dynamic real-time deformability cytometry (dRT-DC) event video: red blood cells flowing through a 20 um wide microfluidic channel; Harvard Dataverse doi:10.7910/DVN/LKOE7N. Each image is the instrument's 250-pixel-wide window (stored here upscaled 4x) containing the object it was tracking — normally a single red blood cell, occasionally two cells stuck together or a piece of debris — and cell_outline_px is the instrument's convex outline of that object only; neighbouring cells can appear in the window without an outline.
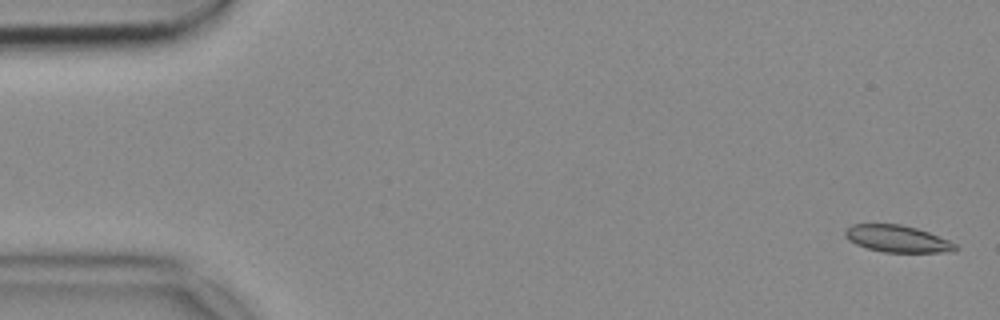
{"species": "common noctule bat (a hibernating species)", "species_latin": "Nyctalus noctula", "temperature_condition": "cold", "stored_images_in_passage": 55, "segment_of_instrument_passage": [1, 2], "camera_frame_rate_fps": 3000, "um_per_image_px": 0.085, "animal": {"sex": "female", "body_mass_g": 18.4}, "frame": {"image": 1, "passage_image": 2, "time_ms": 0.333, "image_size_px": [1000, 320], "cell_outline_px": [[960, 248], [956, 252], [884, 252], [868, 248], [856, 244], [848, 240], [844, 236], [844, 232], [852, 224], [900, 224], [916, 228], [928, 232], [948, 240], [956, 244]], "centroid_in_image_um": [76.3, 20.3], "position_along_channel_um": 8.7, "area_um2": 17.28}}
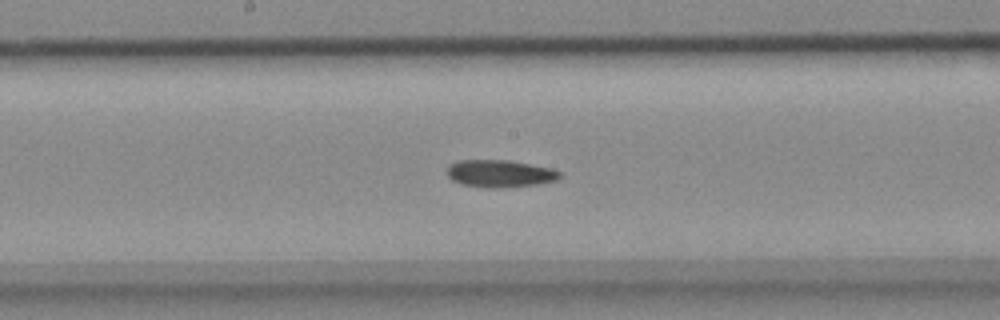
{"frame": {"image": 2, "passage_image": 28, "time_ms": 9.0, "image_size_px": [1000, 320], "cell_outline_px": [[564, 176], [556, 180], [540, 184], [504, 188], [488, 188], [460, 184], [452, 180], [444, 172], [448, 164], [456, 160], [508, 160], [552, 168], [560, 172]], "centroid_in_image_um": [42.46, 14.76], "position_along_channel_um": 205.7, "area_um2": 18.44}}
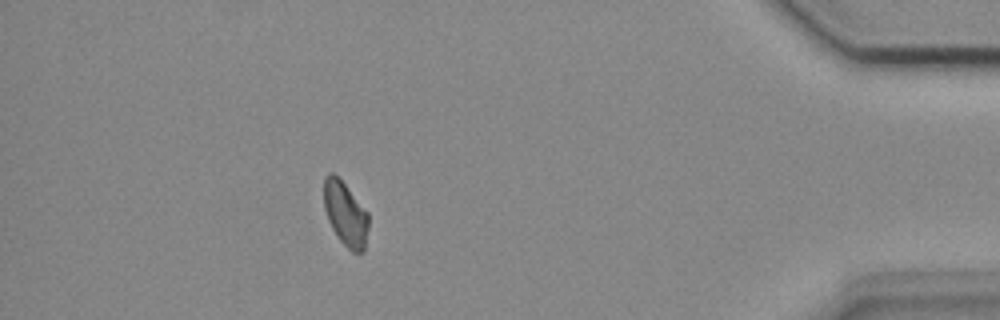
{"frame": {"image": 3, "passage_image": 48, "time_ms": 15.667, "image_size_px": [1000, 320], "cell_outline_px": [[368, 228], [364, 252], [352, 252], [340, 240], [332, 228], [328, 220], [324, 208], [324, 176], [328, 172], [332, 172], [344, 184], [368, 212]], "centroid_in_image_um": [29.36, 18.18], "position_along_channel_um": 405.8, "area_um2": 16.53}}